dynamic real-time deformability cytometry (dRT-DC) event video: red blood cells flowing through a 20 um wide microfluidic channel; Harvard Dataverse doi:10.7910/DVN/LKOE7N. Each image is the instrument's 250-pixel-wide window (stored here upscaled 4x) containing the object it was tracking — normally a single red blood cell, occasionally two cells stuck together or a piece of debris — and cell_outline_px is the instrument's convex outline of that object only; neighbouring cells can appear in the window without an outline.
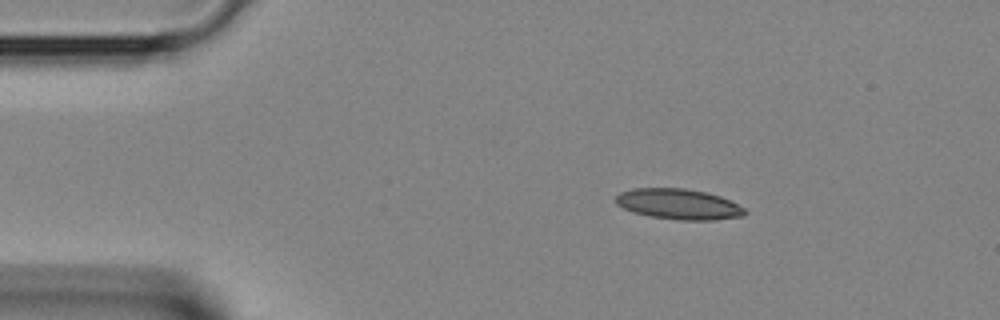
{"species": "Egyptian fruit bat (a non-hibernating species)", "species_latin": "Rousettus aegyptiacus", "temperature_condition": "room temperature", "stored_images_in_passage": 34, "camera_frame_rate_fps": 3000, "um_per_image_px": 0.085, "animal": {"sex": "female"}, "frame": {"image": 1, "passage_image": 1, "time_ms": 0.0, "image_size_px": [1000, 320], "cell_outline_px": [[748, 212], [744, 216], [712, 220], [680, 220], [648, 216], [632, 212], [616, 204], [616, 196], [620, 192], [632, 188], [684, 188], [704, 192], [720, 196], [744, 208]], "centroid_in_image_um": [57.66, 17.35], "position_along_channel_um": 27.3, "area_um2": 22.95}}
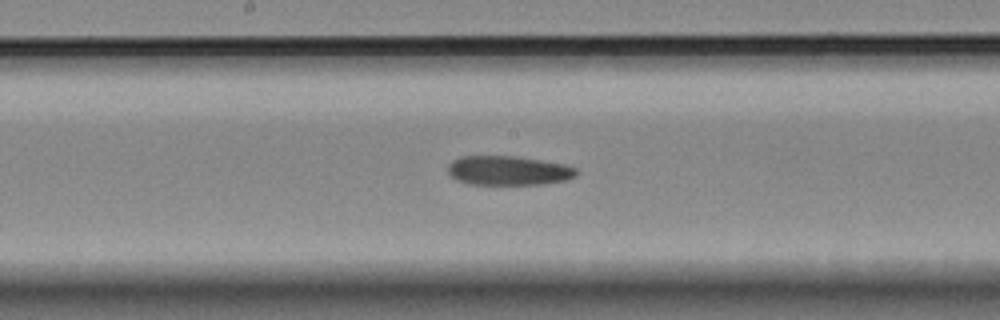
{"frame": {"image": 2, "passage_image": 15, "time_ms": 4.667, "image_size_px": [1000, 320], "cell_outline_px": [[576, 176], [568, 180], [544, 184], [468, 184], [456, 180], [448, 172], [448, 164], [452, 160], [460, 156], [516, 156], [568, 164], [576, 168]], "centroid_in_image_um": [43.23, 14.49], "position_along_channel_um": 205.0, "area_um2": 22.2}}
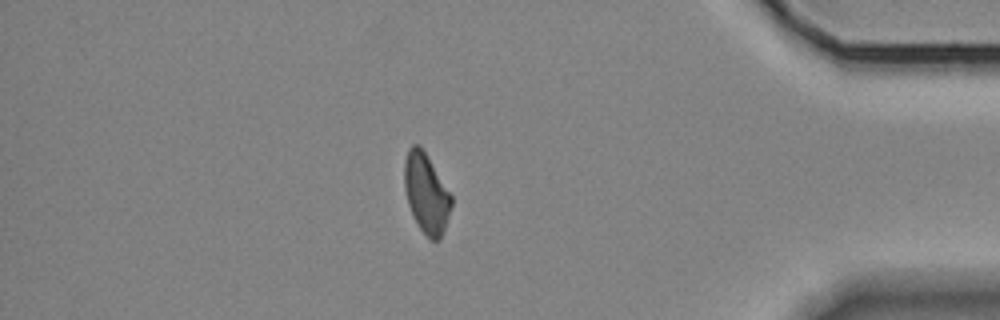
{"frame": {"image": 3, "passage_image": 29, "time_ms": 9.333, "image_size_px": [1000, 320], "cell_outline_px": [[452, 204], [440, 240], [432, 240], [420, 228], [408, 204], [404, 188], [404, 160], [408, 148], [412, 144], [420, 144], [452, 196]], "centroid_in_image_um": [36.21, 16.38], "position_along_channel_um": 399.0, "area_um2": 21.5}}